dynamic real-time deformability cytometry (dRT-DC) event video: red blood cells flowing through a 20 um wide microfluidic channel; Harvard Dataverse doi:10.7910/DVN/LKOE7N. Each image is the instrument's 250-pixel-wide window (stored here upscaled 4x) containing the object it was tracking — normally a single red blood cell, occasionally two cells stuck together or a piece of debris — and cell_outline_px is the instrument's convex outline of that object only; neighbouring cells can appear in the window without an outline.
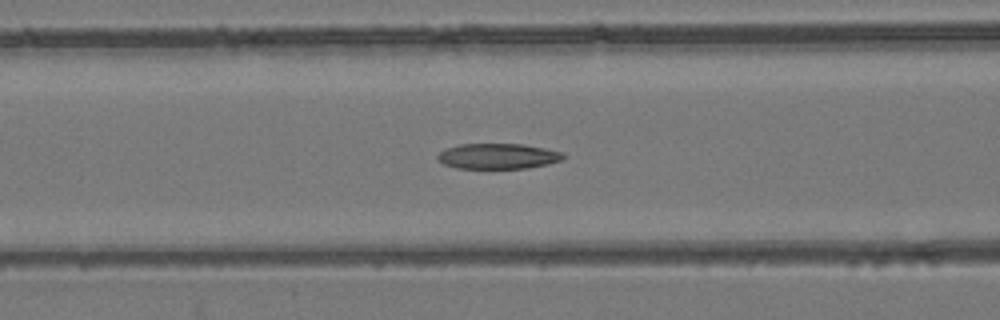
{"species": "common noctule bat (a hibernating species)", "species_latin": "Nyctalus noctula", "temperature_condition": "room temperature", "stored_images_in_passage": 46, "camera_frame_rate_fps": 3000, "um_per_image_px": 0.085, "animal": {"sex": "female", "body_mass_g": 24.6, "forearm_length_mm": 56.2}, "frame": {"image": 1, "passage_image": 14, "time_ms": 4.333, "image_size_px": [1000, 320], "cell_outline_px": [[564, 160], [548, 164], [528, 168], [456, 168], [444, 164], [436, 156], [444, 148], [460, 144], [524, 144], [564, 152]], "centroid_in_image_um": [42.35, 13.27], "position_along_channel_um": 124.3, "area_um2": 18.73}}
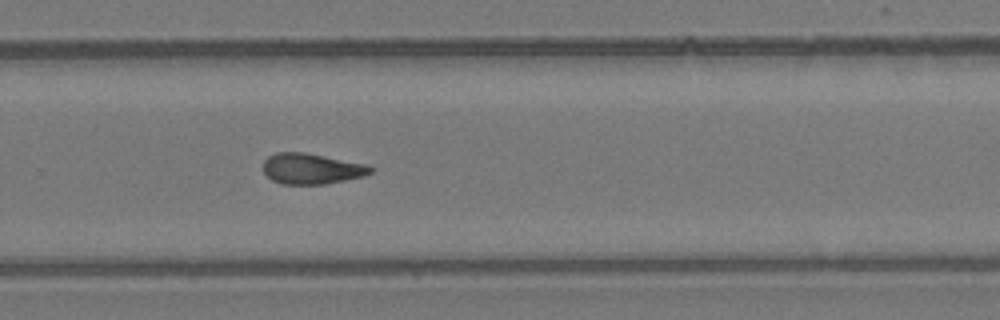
{"frame": {"image": 2, "passage_image": 28, "time_ms": 9.0, "image_size_px": [1000, 320], "cell_outline_px": [[372, 172], [360, 176], [344, 180], [324, 184], [280, 184], [272, 180], [264, 172], [264, 160], [268, 156], [276, 152], [304, 152], [364, 164], [372, 168]], "centroid_in_image_um": [26.41, 14.34], "position_along_channel_um": 303.4, "area_um2": 18.84}}
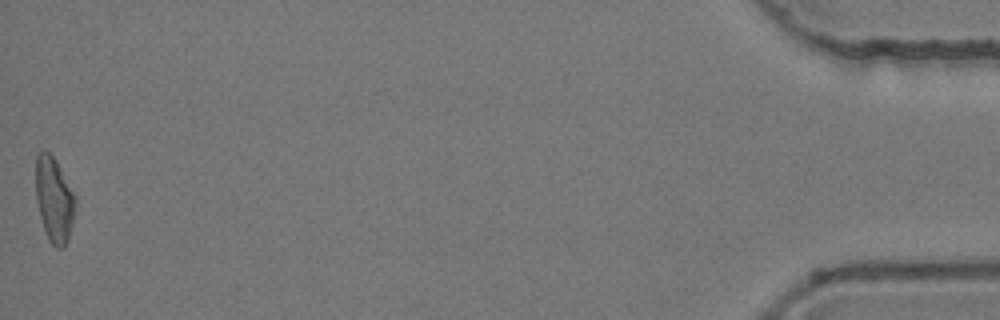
{"frame": {"image": 3, "passage_image": 46, "time_ms": 15.0, "image_size_px": [1000, 320], "cell_outline_px": [[76, 212], [68, 240], [64, 248], [56, 248], [48, 240], [40, 216], [36, 200], [36, 156], [40, 152], [48, 152], [56, 160], [76, 196]], "centroid_in_image_um": [4.63, 17.01], "position_along_channel_um": 430.6, "area_um2": 19.77}, "authors_computed_cell_mechanics": {"area_um2": 19.0451, "velocity_mm_per_s": 3.8371, "shape_relaxation_time_tau1_ms": null, "shape_relaxation_time_tau2_ms": 4.2384, "deformation_change_tau1": null, "deformation_change_tau2": 0.1291}}